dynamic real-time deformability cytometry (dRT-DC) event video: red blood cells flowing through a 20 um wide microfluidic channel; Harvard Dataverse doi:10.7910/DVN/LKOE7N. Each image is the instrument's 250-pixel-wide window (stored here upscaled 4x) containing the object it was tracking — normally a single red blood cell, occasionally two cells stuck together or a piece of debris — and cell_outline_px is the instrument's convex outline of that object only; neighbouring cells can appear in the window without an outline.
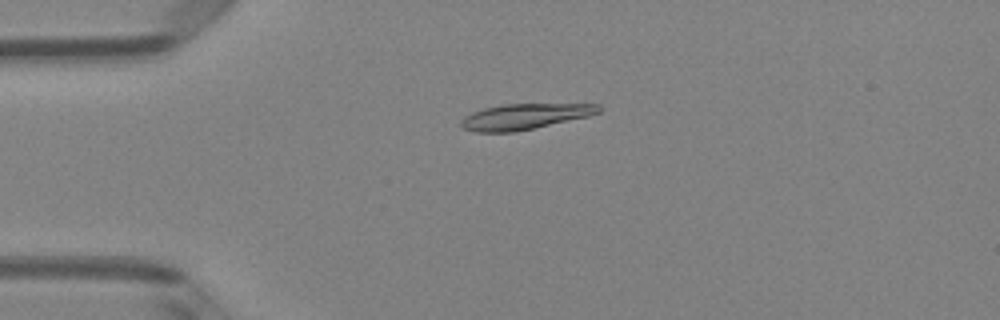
{"species": "Egyptian fruit bat (a non-hibernating species)", "species_latin": "Rousettus aegyptiacus", "temperature_condition": "room temperature", "stored_images_in_passage": 50, "camera_frame_rate_fps": 3000, "um_per_image_px": 0.085, "animal": {"sex": "female"}, "frame": {"image": 1, "passage_image": 12, "time_ms": 3.667, "image_size_px": [1000, 320], "cell_outline_px": [[604, 108], [600, 112], [588, 116], [516, 132], [476, 132], [464, 128], [460, 124], [460, 120], [464, 116], [472, 112], [484, 108], [500, 104], [600, 104]], "centroid_in_image_um": [44.59, 9.9], "position_along_channel_um": 40.4, "area_um2": 20.63}}
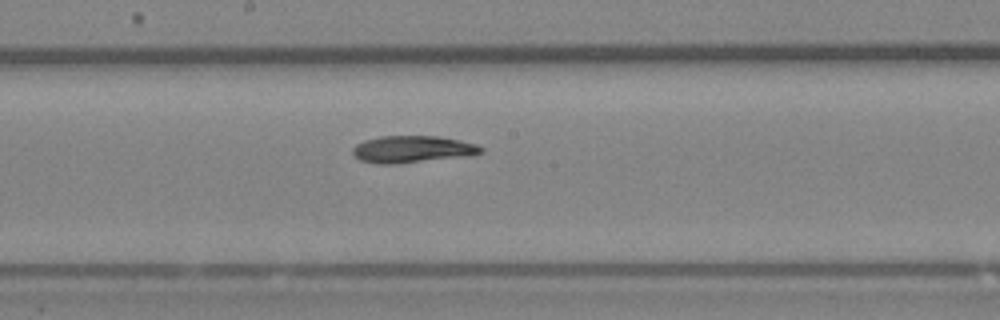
{"frame": {"image": 2, "passage_image": 27, "time_ms": 8.667, "image_size_px": [1000, 320], "cell_outline_px": [[484, 152], [472, 156], [396, 164], [376, 164], [360, 160], [352, 152], [352, 148], [356, 144], [364, 140], [380, 136], [436, 136], [460, 140], [476, 144], [484, 148]], "centroid_in_image_um": [35.08, 12.69], "position_along_channel_um": 213.1, "area_um2": 20.46}}
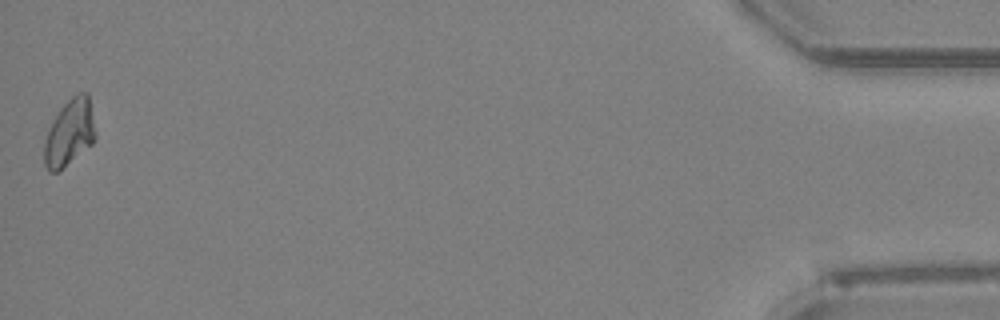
{"frame": {"image": 3, "passage_image": 50, "time_ms": 16.333, "image_size_px": [1000, 320], "cell_outline_px": [[96, 136], [92, 144], [56, 172], [48, 172], [44, 164], [44, 144], [48, 132], [60, 108], [76, 92], [88, 92], [96, 132]], "centroid_in_image_um": [5.93, 11.26], "position_along_channel_um": 429.3, "area_um2": 19.54}, "authors_computed_cell_mechanics": {"area_um2": 20.2878, "velocity_mm_per_s": 4.0384, "shape_relaxation_time_tau1_ms": 9.232, "shape_relaxation_time_tau2_ms": 6.3145, "deformation_change_tau1": 0.2164, "deformation_change_tau2": 0.1093}}